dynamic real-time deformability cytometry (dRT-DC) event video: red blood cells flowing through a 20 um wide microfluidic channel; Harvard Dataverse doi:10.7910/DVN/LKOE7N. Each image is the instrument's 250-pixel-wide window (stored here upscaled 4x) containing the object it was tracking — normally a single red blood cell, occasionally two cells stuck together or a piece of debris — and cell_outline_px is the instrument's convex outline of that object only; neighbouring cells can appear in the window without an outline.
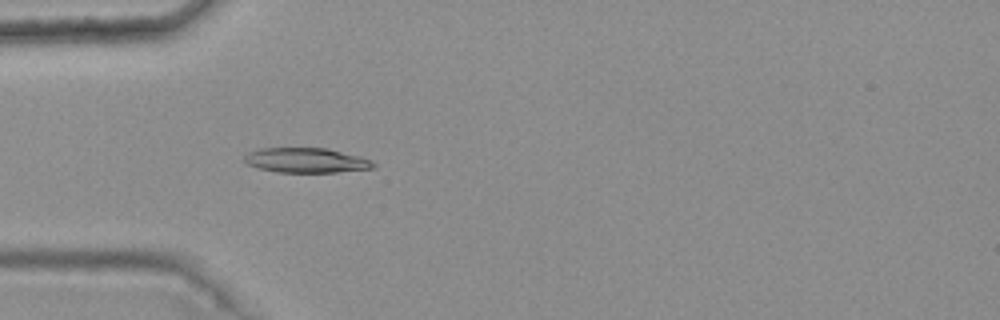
{"species": "common noctule bat (a hibernating species)", "species_latin": "Nyctalus noctula", "temperature_condition": "warm", "stored_images_in_passage": 2, "camera_frame_rate_fps": 3000, "um_per_image_px": 0.085, "animal": {"sex": "female", "body_mass_g": 25.1}, "frame": {"image": 1, "passage_image": 2, "time_ms": 0.333, "image_size_px": [1000, 320], "cell_outline_px": [[376, 164], [372, 168], [336, 172], [276, 172], [260, 168], [248, 164], [244, 160], [244, 156], [248, 152], [260, 148], [328, 148], [360, 156], [372, 160]], "centroid_in_image_um": [26.04, 13.62], "position_along_channel_um": 59.0, "area_um2": 18.61}}